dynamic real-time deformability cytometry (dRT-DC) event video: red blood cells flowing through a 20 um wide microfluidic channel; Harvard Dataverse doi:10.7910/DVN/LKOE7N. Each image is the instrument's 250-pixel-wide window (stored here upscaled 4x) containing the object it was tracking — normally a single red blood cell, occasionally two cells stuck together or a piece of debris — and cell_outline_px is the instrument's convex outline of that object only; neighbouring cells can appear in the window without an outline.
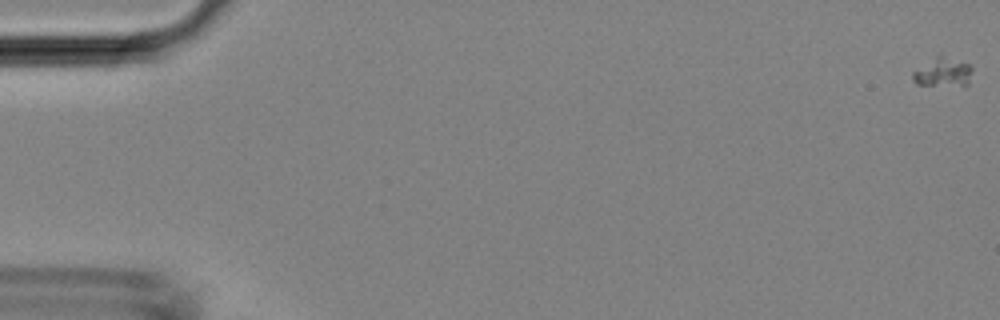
{"species": "Egyptian fruit bat (a non-hibernating species)", "species_latin": "Rousettus aegyptiacus", "temperature_condition": "room temperature", "stored_images_in_passage": 3, "camera_frame_rate_fps": 3000, "um_per_image_px": 0.085, "animal": {"sex": "female"}, "frame": {"image": 1, "passage_image": 1, "time_ms": 0.0, "image_size_px": [1000, 320], "cell_outline_px": [[972, 68], [968, 84], [916, 84], [912, 80], [912, 72], [940, 52], [972, 64]], "centroid_in_image_um": [80.15, 6.05], "position_along_channel_um": 4.8, "area_um2": 10.17}}